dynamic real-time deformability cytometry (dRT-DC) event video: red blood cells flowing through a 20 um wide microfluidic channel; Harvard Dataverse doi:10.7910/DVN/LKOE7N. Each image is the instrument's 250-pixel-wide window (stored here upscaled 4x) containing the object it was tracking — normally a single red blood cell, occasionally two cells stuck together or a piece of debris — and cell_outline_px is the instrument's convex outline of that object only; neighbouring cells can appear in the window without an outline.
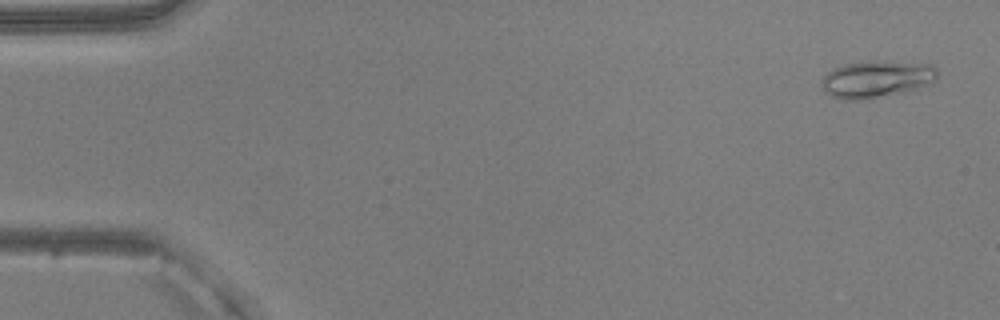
{"species": "common noctule bat (a hibernating species)", "species_latin": "Nyctalus noctula", "temperature_condition": "warm", "stored_images_in_passage": 51, "camera_frame_rate_fps": 3000, "um_per_image_px": 0.085, "animal": {"sex": "male", "body_mass_g": 20.5, "forearm_length_mm": 52.5}, "frame": {"image": 1, "passage_image": 2, "time_ms": 0.333, "image_size_px": [1000, 320], "cell_outline_px": [[936, 80], [916, 88], [904, 92], [868, 100], [848, 100], [832, 96], [824, 92], [824, 76], [828, 72], [844, 64], [880, 60], [932, 64], [936, 68]], "centroid_in_image_um": [74.53, 6.72], "position_along_channel_um": 10.5, "area_um2": 24.8}}
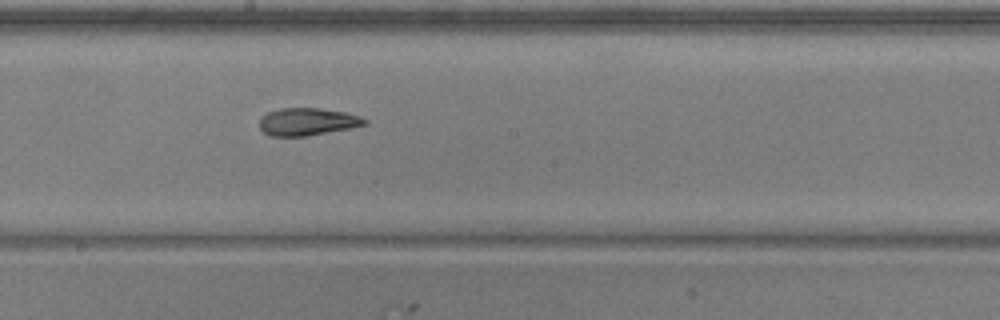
{"frame": {"image": 2, "passage_image": 28, "time_ms": 9.0, "image_size_px": [1000, 320], "cell_outline_px": [[368, 124], [352, 128], [308, 136], [272, 136], [264, 132], [260, 128], [260, 116], [268, 112], [280, 108], [320, 108], [344, 112], [360, 116], [368, 120]], "centroid_in_image_um": [26.15, 10.34], "position_along_channel_um": 222.0, "area_um2": 16.99}}
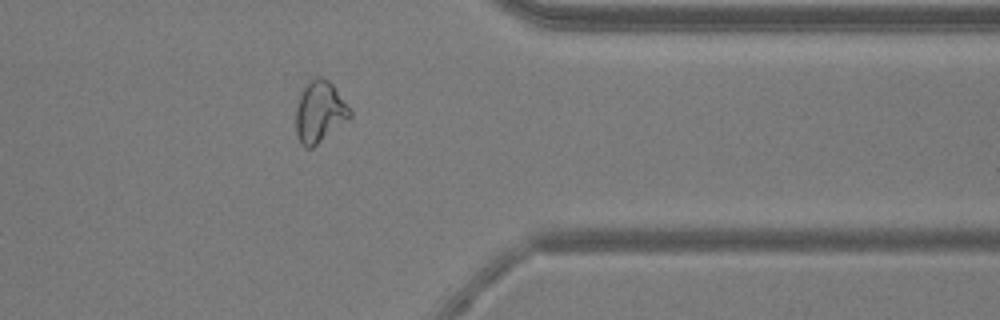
{"frame": {"image": 3, "passage_image": 41, "time_ms": 13.333, "image_size_px": [1000, 320], "cell_outline_px": [[352, 116], [348, 120], [312, 148], [308, 148], [300, 140], [296, 132], [296, 108], [300, 92], [308, 80], [316, 76], [320, 76], [328, 80], [332, 84], [352, 112]], "centroid_in_image_um": [27.16, 9.47], "position_along_channel_um": 384.2, "area_um2": 19.19}, "authors_computed_cell_mechanics": {"area_um2": 19.1896, "velocity_mm_per_s": 3.9957, "shape_relaxation_time_tau1_ms": 6.5313, "shape_relaxation_time_tau2_ms": 1.989, "deformation_change_tau1": 0.1862, "deformation_change_tau2": 0.083}}